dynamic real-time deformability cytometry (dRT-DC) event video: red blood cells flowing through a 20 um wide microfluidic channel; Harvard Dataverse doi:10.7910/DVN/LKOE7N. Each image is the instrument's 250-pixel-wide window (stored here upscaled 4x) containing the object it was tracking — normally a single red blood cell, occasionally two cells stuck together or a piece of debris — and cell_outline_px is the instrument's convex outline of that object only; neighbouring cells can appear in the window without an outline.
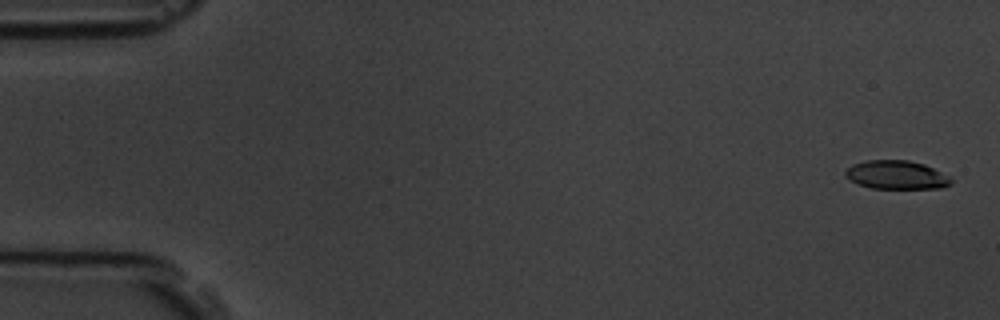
{"species": "common noctule bat (a hibernating species)", "species_latin": "Nyctalus noctula", "temperature_condition": "room temperature", "stored_images_in_passage": 5, "camera_frame_rate_fps": 3000, "um_per_image_px": 0.085, "animal": {"sex": "male", "body_mass_g": 19.5, "forearm_length_mm": 54.6}, "frame": {"image": 1, "passage_image": 1, "time_ms": 0.0, "image_size_px": [1000, 320], "cell_outline_px": [[952, 184], [944, 188], [872, 188], [860, 184], [844, 176], [844, 172], [852, 164], [868, 160], [908, 160], [924, 164], [948, 176], [952, 180]], "centroid_in_image_um": [76.21, 14.86], "position_along_channel_um": 8.8, "area_um2": 17.46}}